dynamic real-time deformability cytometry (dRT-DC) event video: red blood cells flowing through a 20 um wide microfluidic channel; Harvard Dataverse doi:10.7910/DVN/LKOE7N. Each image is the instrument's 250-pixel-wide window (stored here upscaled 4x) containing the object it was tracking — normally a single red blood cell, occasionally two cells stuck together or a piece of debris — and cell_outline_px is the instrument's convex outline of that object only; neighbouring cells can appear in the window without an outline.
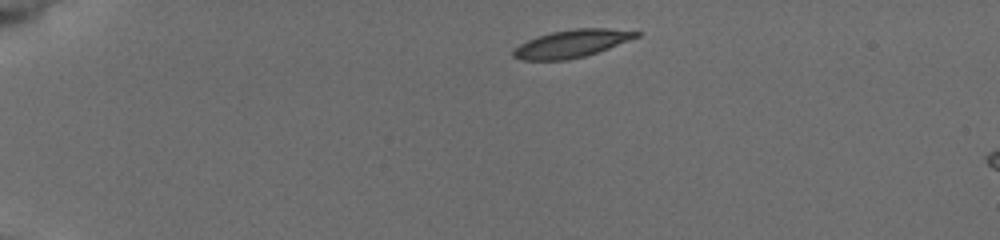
{"species": "common noctule bat (a hibernating species)", "species_latin": "Nyctalus noctula", "temperature_condition": "cold", "stored_images_in_passage": 3, "camera_frame_rate_fps": 3000, "um_per_image_px": 0.085, "animal": {"sex": "female", "body_mass_g": 19.5, "forearm_length_mm": 54.1}, "frame": {"image": 1, "passage_image": 1, "time_ms": 0.0, "image_size_px": [1000, 240], "cell_outline_px": [[640, 36], [608, 48], [584, 56], [568, 60], [520, 60], [512, 56], [512, 52], [520, 44], [536, 36], [552, 32], [572, 28], [608, 28], [640, 32]], "centroid_in_image_um": [48.57, 3.7], "position_along_channel_um": 36.4, "area_um2": 19.71}}